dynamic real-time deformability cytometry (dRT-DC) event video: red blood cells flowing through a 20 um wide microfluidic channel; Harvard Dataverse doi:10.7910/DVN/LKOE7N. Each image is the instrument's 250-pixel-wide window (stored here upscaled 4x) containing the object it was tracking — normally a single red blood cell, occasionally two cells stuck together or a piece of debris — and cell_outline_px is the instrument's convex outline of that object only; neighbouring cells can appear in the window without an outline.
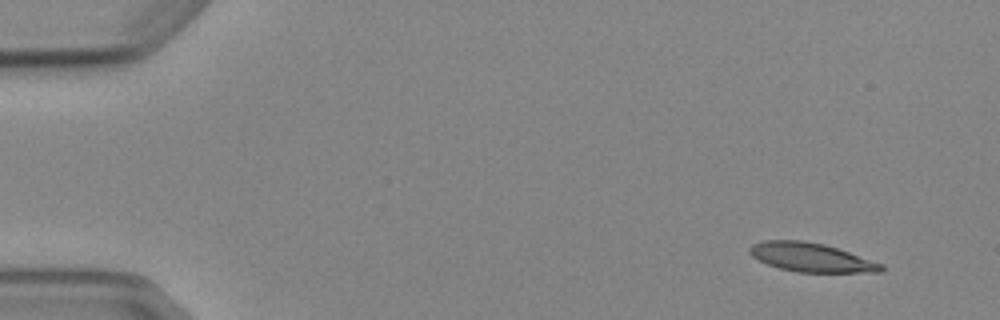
{"species": "Egyptian fruit bat (a non-hibernating species)", "species_latin": "Rousettus aegyptiacus", "temperature_condition": "cold", "stored_images_in_passage": 6, "camera_frame_rate_fps": 3000, "um_per_image_px": 0.085, "animal": {"sex": "female"}, "frame": {"image": 1, "passage_image": 1, "time_ms": 0.0, "image_size_px": [1000, 320], "cell_outline_px": [[884, 272], [796, 272], [780, 268], [768, 264], [752, 256], [748, 252], [748, 248], [752, 244], [764, 240], [804, 240], [824, 244], [884, 264]], "centroid_in_image_um": [68.94, 21.87], "position_along_channel_um": 16.1, "area_um2": 22.08}}
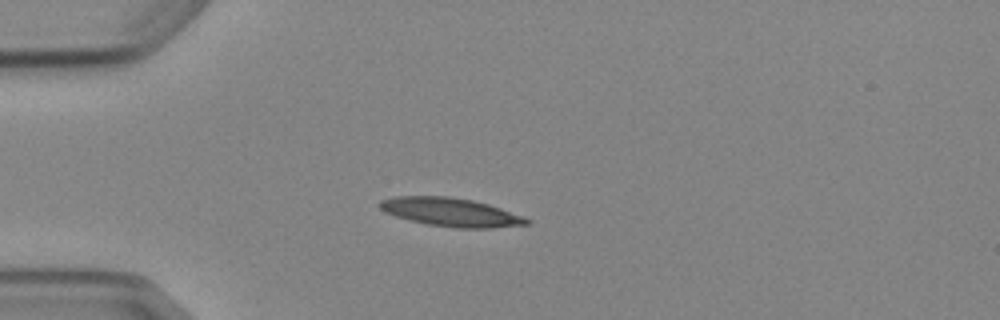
{"frame": {"image": 2, "passage_image": 3, "time_ms": 3.333, "image_size_px": [1000, 320], "cell_outline_px": [[532, 220], [528, 224], [492, 228], [456, 228], [428, 224], [408, 220], [384, 212], [380, 208], [380, 200], [396, 196], [448, 196], [472, 200], [488, 204], [524, 216]], "centroid_in_image_um": [38.33, 18.03], "position_along_channel_um": 46.7, "area_um2": 24.39}}
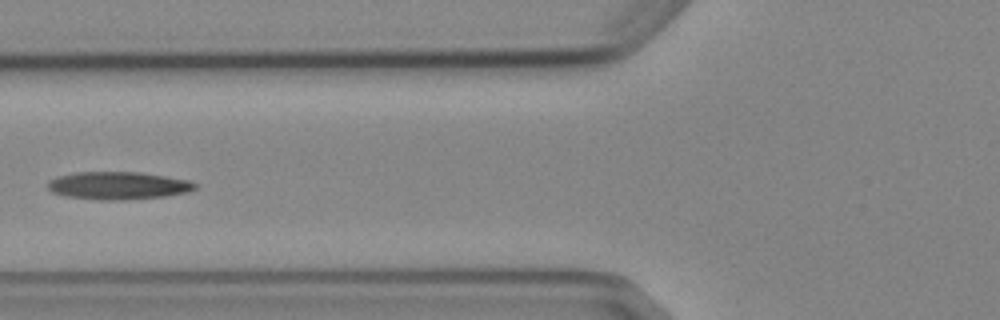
{"frame": {"image": 3, "passage_image": 5, "time_ms": 5.667, "image_size_px": [1000, 320], "cell_outline_px": [[196, 188], [188, 192], [164, 196], [120, 200], [100, 200], [64, 196], [52, 192], [48, 188], [48, 180], [56, 176], [76, 172], [140, 172], [188, 180], [196, 184]], "centroid_in_image_um": [9.99, 15.77], "position_along_channel_um": 115.8, "area_um2": 23.76}}